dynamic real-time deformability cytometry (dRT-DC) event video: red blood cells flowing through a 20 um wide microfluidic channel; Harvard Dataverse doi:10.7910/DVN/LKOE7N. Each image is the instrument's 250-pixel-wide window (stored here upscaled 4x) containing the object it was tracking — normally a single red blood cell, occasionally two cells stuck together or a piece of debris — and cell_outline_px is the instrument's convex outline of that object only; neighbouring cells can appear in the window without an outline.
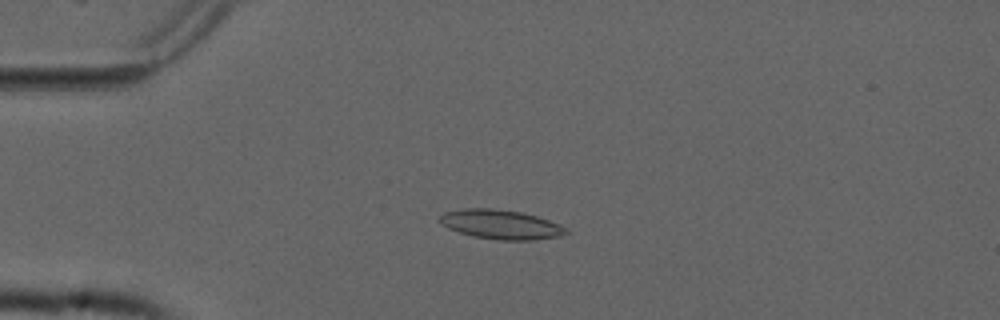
{"species": "common noctule bat (a hibernating species)", "species_latin": "Nyctalus noctula", "temperature_condition": "cold", "stored_images_in_passage": 55, "camera_frame_rate_fps": 3000, "um_per_image_px": 0.085, "animal": {"sex": "male", "forearm_length_mm": 52.5}, "frame": {"image": 1, "passage_image": 14, "time_ms": 4.333, "image_size_px": [1000, 320], "cell_outline_px": [[568, 232], [560, 236], [532, 240], [500, 240], [472, 236], [448, 228], [440, 220], [440, 216], [444, 212], [464, 208], [492, 208], [520, 212], [536, 216], [560, 224], [568, 228]], "centroid_in_image_um": [42.6, 19.08], "position_along_channel_um": 42.4, "area_um2": 21.44}}
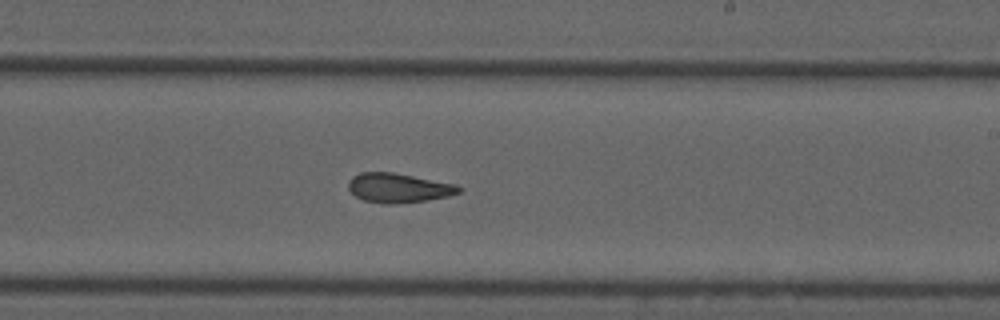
{"frame": {"image": 2, "passage_image": 33, "time_ms": 10.667, "image_size_px": [1000, 320], "cell_outline_px": [[460, 192], [448, 196], [424, 200], [392, 204], [388, 204], [364, 200], [356, 196], [348, 188], [348, 180], [352, 176], [360, 172], [392, 172], [456, 184], [460, 188]], "centroid_in_image_um": [33.83, 15.96], "position_along_channel_um": 255.2, "area_um2": 18.67}}
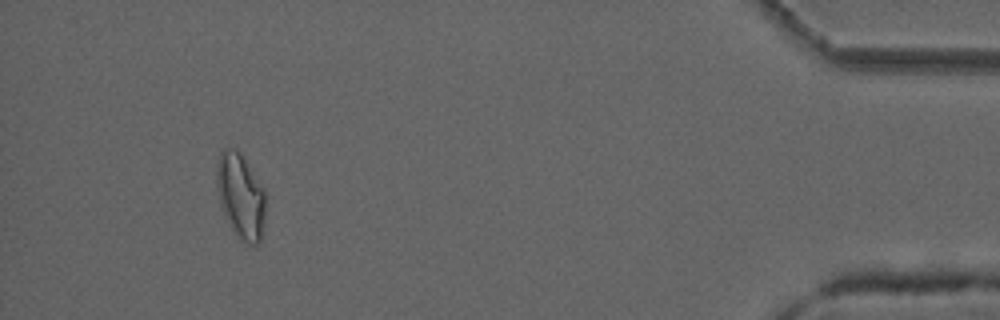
{"frame": {"image": 3, "passage_image": 51, "time_ms": 16.667, "image_size_px": [1000, 320], "cell_outline_px": [[264, 232], [260, 240], [256, 244], [248, 244], [240, 240], [236, 236], [224, 216], [220, 204], [216, 184], [216, 164], [220, 152], [224, 148], [236, 148], [240, 152], [264, 188]], "centroid_in_image_um": [20.44, 16.66], "position_along_channel_um": 414.8, "area_um2": 24.51}, "authors_computed_cell_mechanics": {"area_um2": 20.1722, "velocity_mm_per_s": 3.7599, "shape_relaxation_time_tau1_ms": null, "shape_relaxation_time_tau2_ms": 2.8151, "deformation_change_tau1": null, "deformation_change_tau2": 0.1032}}